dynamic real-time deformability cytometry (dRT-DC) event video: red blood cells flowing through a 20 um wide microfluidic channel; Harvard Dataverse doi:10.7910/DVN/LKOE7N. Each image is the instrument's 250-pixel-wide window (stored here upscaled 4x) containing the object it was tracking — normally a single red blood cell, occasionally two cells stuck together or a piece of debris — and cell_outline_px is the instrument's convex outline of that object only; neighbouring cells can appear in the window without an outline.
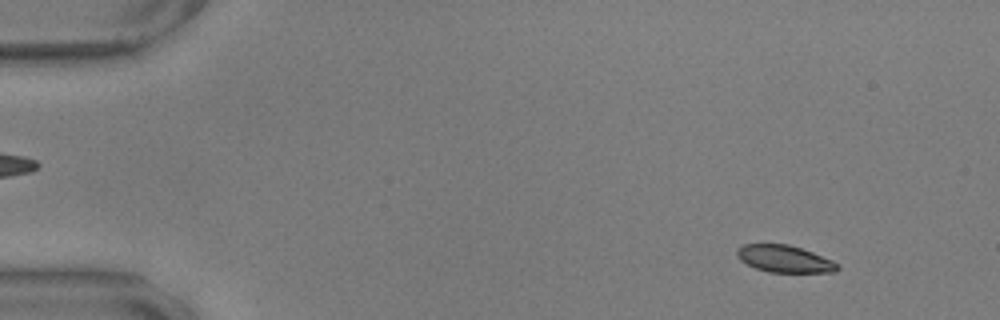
{"species": "common noctule bat (a hibernating species)", "species_latin": "Nyctalus noctula", "temperature_condition": "warm", "stored_images_in_passage": 57, "camera_frame_rate_fps": 3000, "um_per_image_px": 0.085, "animal": {"sex": "male", "body_mass_g": 17.9, "forearm_length_mm": 54.2}, "frame": {"image": 1, "passage_image": 6, "time_ms": 1.667, "image_size_px": [1000, 320], "cell_outline_px": [[840, 268], [836, 272], [768, 272], [756, 268], [740, 260], [736, 256], [736, 248], [744, 244], [788, 244], [812, 252], [832, 260], [840, 264]], "centroid_in_image_um": [66.68, 22.0], "position_along_channel_um": 18.3, "area_um2": 15.9}}
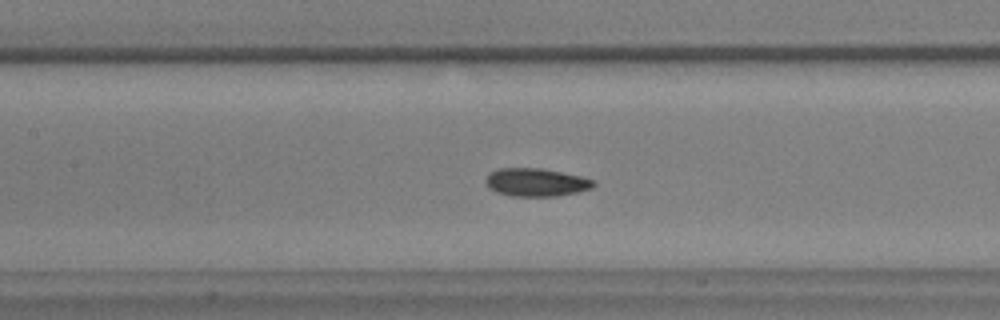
{"frame": {"image": 2, "passage_image": 27, "time_ms": 8.667, "image_size_px": [1000, 320], "cell_outline_px": [[596, 184], [592, 188], [576, 192], [556, 196], [512, 196], [496, 192], [488, 188], [484, 180], [488, 172], [500, 168], [540, 168], [580, 176], [596, 180]], "centroid_in_image_um": [45.53, 15.49], "position_along_channel_um": 161.9, "area_um2": 17.74}}
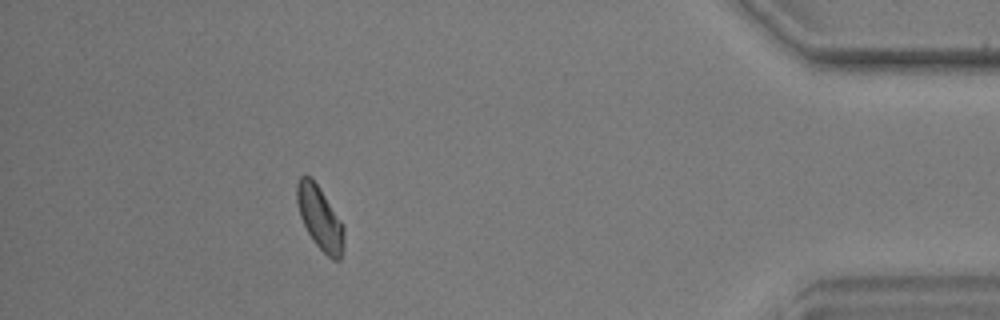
{"frame": {"image": 3, "passage_image": 52, "time_ms": 17.0, "image_size_px": [1000, 320], "cell_outline_px": [[344, 248], [340, 260], [332, 260], [316, 244], [308, 232], [300, 216], [296, 200], [296, 184], [300, 176], [312, 176], [344, 224]], "centroid_in_image_um": [27.21, 18.51], "position_along_channel_um": 408.0, "area_um2": 17.51}, "authors_computed_cell_mechanics": {"area_um2": 17.34, "velocity_mm_per_s": 3.5332, "shape_relaxation_time_tau1_ms": 2.912, "shape_relaxation_time_tau2_ms": 5.8583, "deformation_change_tau1": 0.108, "deformation_change_tau2": 0.0747}}